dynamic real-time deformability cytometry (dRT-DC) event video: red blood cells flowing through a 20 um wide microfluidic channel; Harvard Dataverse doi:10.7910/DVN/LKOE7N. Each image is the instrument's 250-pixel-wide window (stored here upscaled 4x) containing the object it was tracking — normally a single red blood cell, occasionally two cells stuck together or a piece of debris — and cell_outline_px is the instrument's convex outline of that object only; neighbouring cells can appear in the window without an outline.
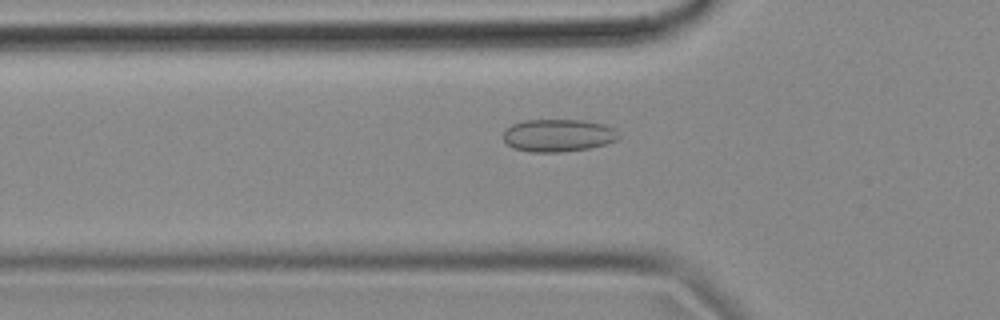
{"species": "common noctule bat (a hibernating species)", "species_latin": "Nyctalus noctula", "temperature_condition": "cold", "stored_images_in_passage": 54, "camera_frame_rate_fps": 3000, "um_per_image_px": 0.085, "animal": {"sex": "female", "body_mass_g": 18.4}, "frame": {"image": 1, "passage_image": 17, "time_ms": 5.333, "image_size_px": [1000, 320], "cell_outline_px": [[620, 136], [616, 140], [608, 144], [588, 148], [560, 152], [532, 152], [512, 148], [504, 140], [504, 132], [512, 124], [524, 120], [584, 120], [604, 124], [612, 128]], "centroid_in_image_um": [47.44, 11.51], "position_along_channel_um": 78.4, "area_um2": 21.85}}
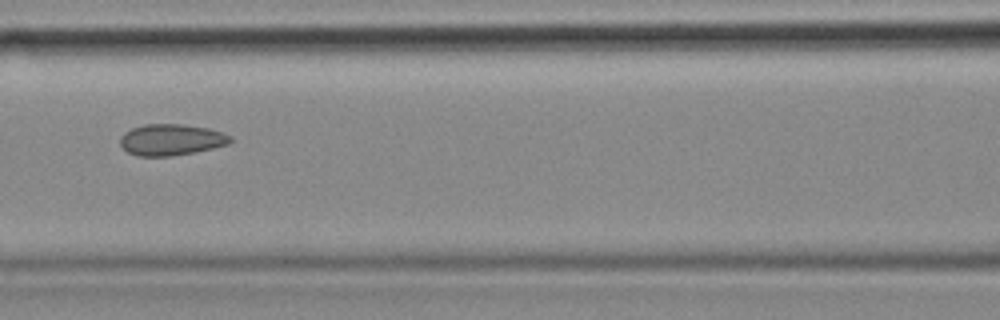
{"frame": {"image": 2, "passage_image": 23, "time_ms": 7.333, "image_size_px": [1000, 320], "cell_outline_px": [[232, 140], [228, 144], [196, 152], [172, 156], [136, 156], [128, 152], [120, 144], [120, 136], [124, 132], [132, 128], [144, 124], [180, 124], [208, 128], [232, 136]], "centroid_in_image_um": [14.53, 11.88], "position_along_channel_um": 152.1, "area_um2": 20.11}}
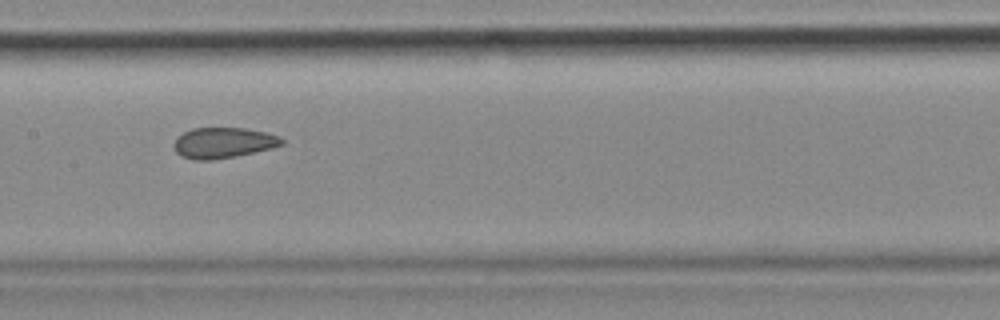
{"frame": {"image": 3, "passage_image": 26, "time_ms": 8.333, "image_size_px": [1000, 320], "cell_outline_px": [[284, 144], [272, 148], [236, 156], [212, 160], [192, 160], [180, 156], [176, 152], [172, 144], [176, 136], [192, 128], [244, 128], [268, 132], [280, 136], [284, 140]], "centroid_in_image_um": [18.96, 12.14], "position_along_channel_um": 188.4, "area_um2": 19.59}, "authors_computed_cell_mechanics": {"area_um2": 20.9525, "velocity_mm_per_s": 3.6535, "shape_relaxation_time_tau1_ms": null, "shape_relaxation_time_tau2_ms": 1.8504, "deformation_change_tau1": null, "deformation_change_tau2": 0.0593}}